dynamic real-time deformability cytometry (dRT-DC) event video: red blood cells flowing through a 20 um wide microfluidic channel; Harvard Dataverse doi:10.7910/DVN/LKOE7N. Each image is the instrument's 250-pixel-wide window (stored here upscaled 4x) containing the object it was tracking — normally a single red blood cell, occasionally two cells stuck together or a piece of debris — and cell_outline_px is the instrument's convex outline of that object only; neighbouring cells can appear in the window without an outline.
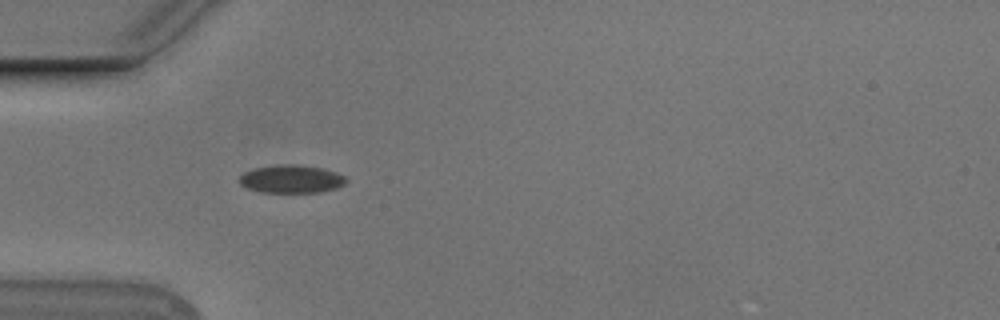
{"species": "Egyptian fruit bat (a non-hibernating species)", "species_latin": "Rousettus aegyptiacus", "temperature_condition": "cold", "stored_images_in_passage": 26, "camera_frame_rate_fps": 3000, "um_per_image_px": 0.085, "animal": {"sex": "male"}, "frame": {"image": 1, "passage_image": 1, "time_ms": 0.0, "image_size_px": [1000, 320], "cell_outline_px": [[348, 180], [344, 184], [336, 188], [320, 192], [260, 192], [248, 188], [240, 184], [240, 176], [244, 172], [256, 168], [276, 164], [300, 164], [324, 168], [336, 172], [344, 176]], "centroid_in_image_um": [24.79, 15.2], "position_along_channel_um": 60.2, "area_um2": 17.51}}
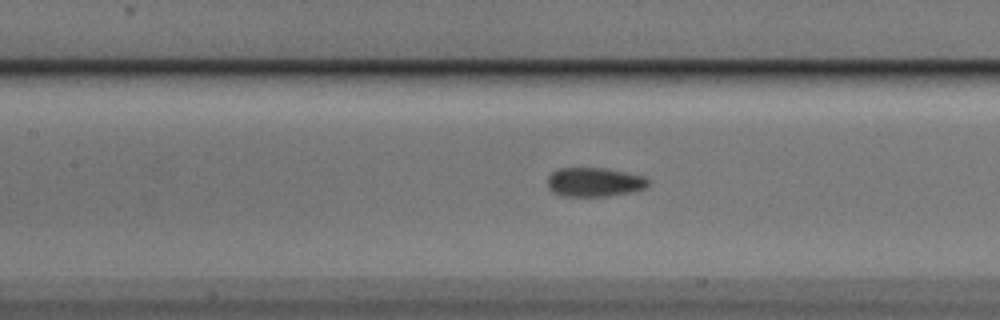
{"frame": {"image": 2, "passage_image": 9, "time_ms": 2.667, "image_size_px": [1000, 320], "cell_outline_px": [[648, 184], [644, 188], [632, 192], [608, 196], [560, 196], [552, 192], [548, 188], [548, 176], [552, 172], [560, 168], [604, 168], [644, 176], [648, 180]], "centroid_in_image_um": [50.49, 15.49], "position_along_channel_um": 156.9, "area_um2": 17.05}}
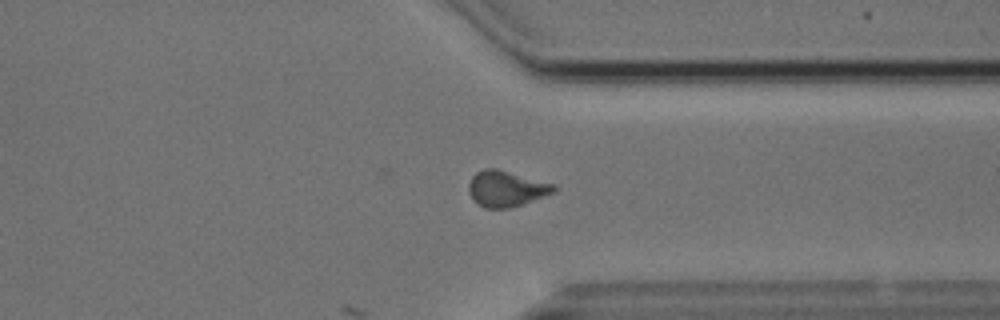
{"frame": {"image": 3, "passage_image": 26, "time_ms": 8.333, "image_size_px": [1000, 320], "cell_outline_px": [[556, 192], [508, 208], [484, 208], [476, 204], [472, 200], [468, 192], [468, 184], [472, 176], [476, 172], [484, 168], [496, 168], [556, 184]], "centroid_in_image_um": [43.0, 16.03], "position_along_channel_um": 368.4, "area_um2": 17.92}}